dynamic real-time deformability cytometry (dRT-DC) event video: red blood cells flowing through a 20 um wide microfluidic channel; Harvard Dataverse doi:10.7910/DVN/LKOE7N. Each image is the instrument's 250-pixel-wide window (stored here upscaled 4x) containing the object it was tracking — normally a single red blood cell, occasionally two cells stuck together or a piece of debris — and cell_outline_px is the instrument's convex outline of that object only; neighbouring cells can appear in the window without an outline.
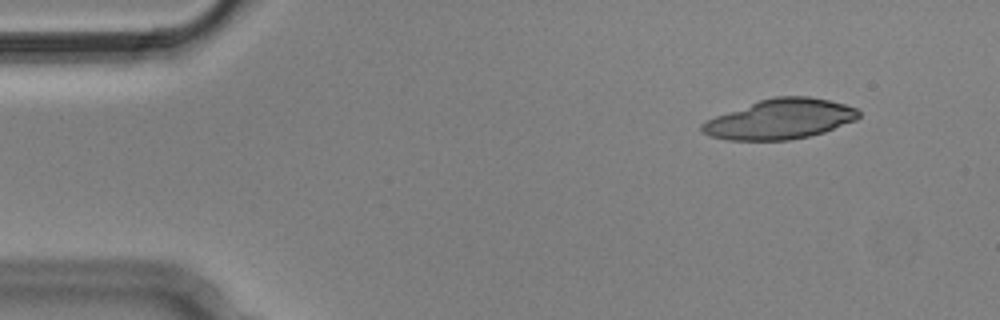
{"species": "Egyptian fruit bat (a non-hibernating species)", "species_latin": "Rousettus aegyptiacus", "temperature_condition": "cold", "stored_images_in_passage": 5, "camera_frame_rate_fps": 3000, "um_per_image_px": 0.085, "animal": {"sex": "male"}, "frame": {"image": 1, "passage_image": 2, "time_ms": 0.333, "image_size_px": [1000, 320], "cell_outline_px": [[860, 116], [856, 120], [824, 132], [808, 136], [788, 140], [728, 140], [708, 136], [700, 132], [700, 124], [716, 116], [760, 100], [776, 96], [808, 96], [828, 100], [844, 104], [856, 108], [860, 112]], "centroid_in_image_um": [66.3, 10.13], "position_along_channel_um": 18.7, "area_um2": 36.3}}